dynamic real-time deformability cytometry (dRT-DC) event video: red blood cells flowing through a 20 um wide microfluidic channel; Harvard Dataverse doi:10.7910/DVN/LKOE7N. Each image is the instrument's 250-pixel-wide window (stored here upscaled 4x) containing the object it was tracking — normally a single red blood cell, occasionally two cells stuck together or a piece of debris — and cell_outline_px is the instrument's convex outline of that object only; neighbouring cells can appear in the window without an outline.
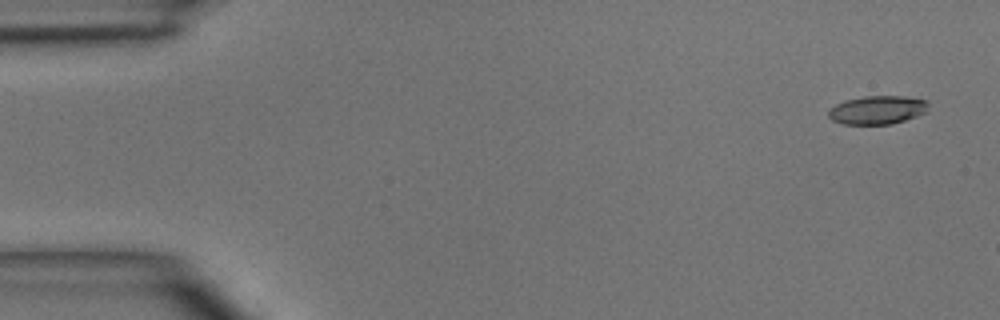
{"species": "common noctule bat (a hibernating species)", "species_latin": "Nyctalus noctula", "temperature_condition": "room temperature", "stored_images_in_passage": 3, "camera_frame_rate_fps": 3000, "um_per_image_px": 0.085, "animal": {"sex": "male", "body_mass_g": 15.6}, "frame": {"image": 1, "passage_image": 1, "time_ms": 0.0, "image_size_px": [1000, 320], "cell_outline_px": [[928, 112], [892, 124], [844, 124], [832, 120], [828, 116], [828, 108], [844, 100], [864, 96], [904, 96], [928, 100]], "centroid_in_image_um": [74.58, 9.34], "position_along_channel_um": 10.4, "area_um2": 16.76}}